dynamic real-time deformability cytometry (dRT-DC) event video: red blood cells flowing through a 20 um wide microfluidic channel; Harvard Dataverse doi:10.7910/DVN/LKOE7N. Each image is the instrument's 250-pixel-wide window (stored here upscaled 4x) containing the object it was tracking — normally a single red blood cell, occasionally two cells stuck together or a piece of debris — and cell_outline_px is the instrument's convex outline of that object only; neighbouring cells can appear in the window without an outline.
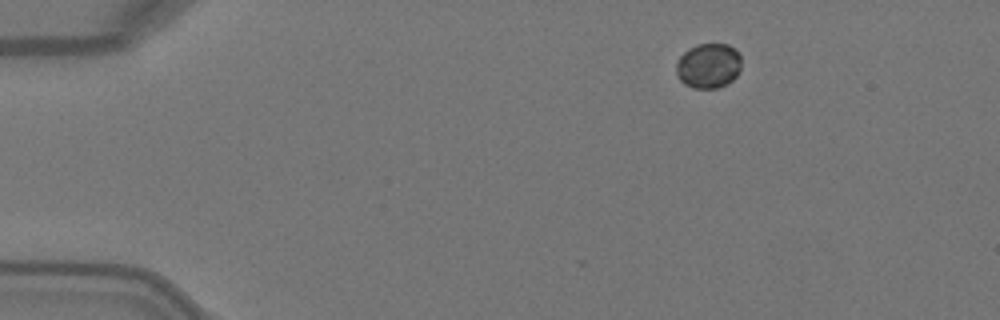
{"species": "Egyptian fruit bat (a non-hibernating species)", "species_latin": "Rousettus aegyptiacus", "temperature_condition": "warm", "stored_images_in_passage": 2, "camera_frame_rate_fps": 3000, "um_per_image_px": 0.085, "animal": {"sex": "female"}, "frame": {"image": 1, "passage_image": 1, "time_ms": 0.0, "image_size_px": [1000, 320], "cell_outline_px": [[740, 72], [728, 84], [716, 88], [692, 88], [684, 84], [676, 76], [676, 64], [680, 56], [688, 48], [696, 44], [728, 44], [740, 52]], "centroid_in_image_um": [60.21, 5.59], "position_along_channel_um": 24.8, "area_um2": 17.34}}